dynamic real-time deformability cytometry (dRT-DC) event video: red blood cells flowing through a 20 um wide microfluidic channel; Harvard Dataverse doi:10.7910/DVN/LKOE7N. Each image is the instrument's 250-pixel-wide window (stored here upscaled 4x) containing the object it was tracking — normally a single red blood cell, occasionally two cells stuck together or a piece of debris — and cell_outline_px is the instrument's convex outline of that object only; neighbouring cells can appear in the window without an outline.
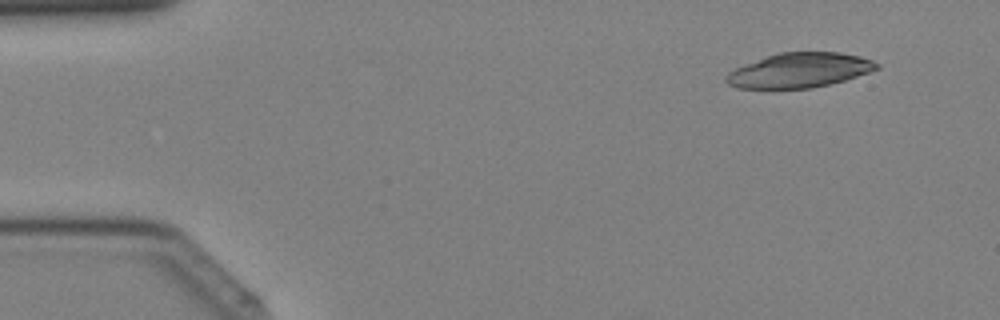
{"species": "Egyptian fruit bat (a non-hibernating species)", "species_latin": "Rousettus aegyptiacus", "temperature_condition": "cold", "stored_images_in_passage": 40, "camera_frame_rate_fps": 3000, "um_per_image_px": 0.085, "animal": {"sex": "female"}, "frame": {"image": 1, "passage_image": 4, "time_ms": 1.0, "image_size_px": [1000, 320], "cell_outline_px": [[880, 68], [832, 84], [812, 88], [736, 88], [728, 84], [724, 80], [724, 76], [728, 72], [736, 68], [768, 56], [780, 52], [840, 52], [860, 56], [872, 60], [880, 64]], "centroid_in_image_um": [67.96, 5.98], "position_along_channel_um": 17.0, "area_um2": 30.29}}
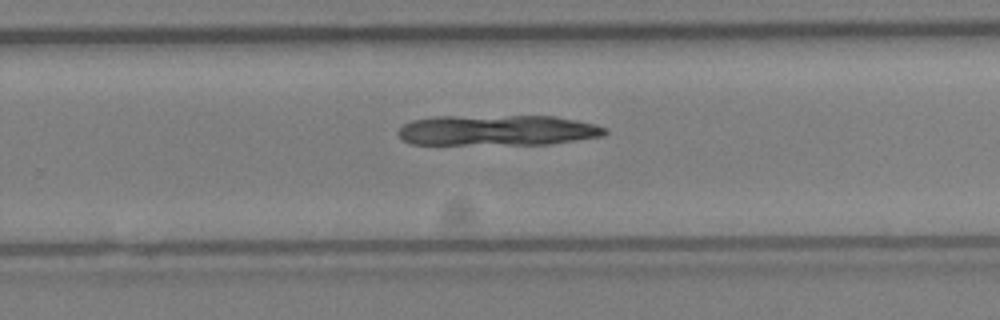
{"frame": {"image": 2, "passage_image": 26, "time_ms": 8.333, "image_size_px": [1000, 320], "cell_outline_px": [[608, 132], [604, 136], [548, 144], [412, 144], [404, 140], [400, 136], [400, 128], [404, 124], [412, 120], [436, 116], [556, 116], [596, 124], [608, 128]], "centroid_in_image_um": [42.34, 11.07], "position_along_channel_um": 287.5, "area_um2": 36.88}}
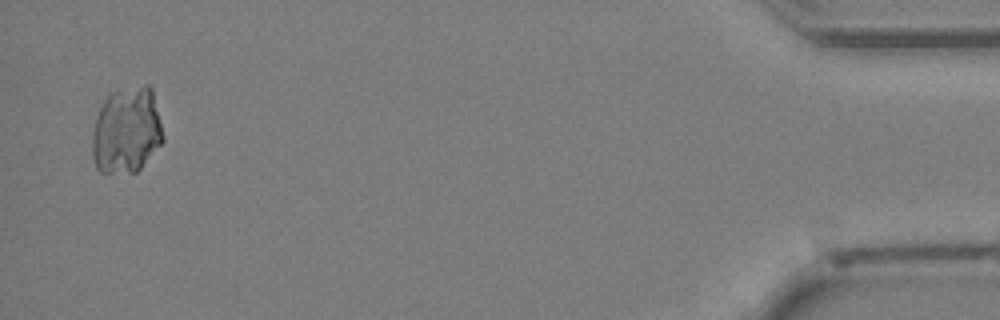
{"frame": {"image": 3, "passage_image": 39, "time_ms": 12.667, "image_size_px": [1000, 320], "cell_outline_px": [[164, 140], [140, 168], [136, 172], [100, 172], [96, 168], [92, 156], [92, 132], [96, 116], [104, 100], [112, 92], [144, 84], [148, 84], [152, 88], [164, 136]], "centroid_in_image_um": [10.75, 11.08], "position_along_channel_um": 424.4, "area_um2": 35.6}}